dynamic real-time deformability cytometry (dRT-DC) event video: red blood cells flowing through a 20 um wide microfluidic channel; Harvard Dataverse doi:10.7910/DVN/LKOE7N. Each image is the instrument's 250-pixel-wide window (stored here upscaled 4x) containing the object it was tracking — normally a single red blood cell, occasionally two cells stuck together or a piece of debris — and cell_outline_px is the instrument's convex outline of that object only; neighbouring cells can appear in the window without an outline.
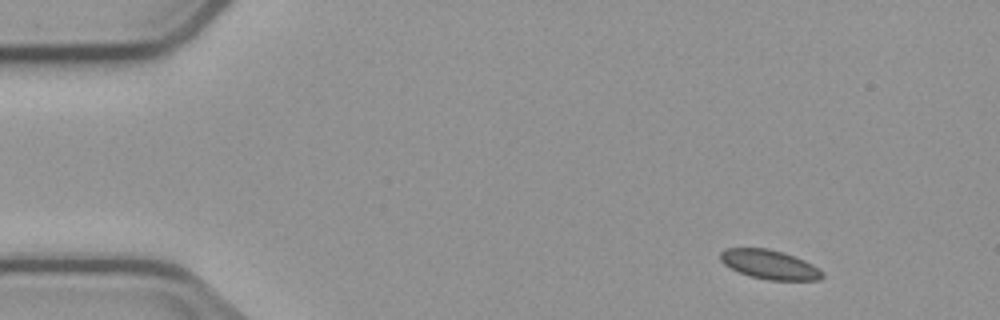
{"species": "common noctule bat (a hibernating species)", "species_latin": "Nyctalus noctula", "temperature_condition": "cold", "stored_images_in_passage": 3, "camera_frame_rate_fps": 3000, "um_per_image_px": 0.085, "animal": {"sex": "male", "body_mass_g": 23.1, "forearm_length_mm": 52.7}, "frame": {"image": 1, "passage_image": 1, "time_ms": 0.0, "image_size_px": [1000, 320], "cell_outline_px": [[824, 276], [820, 280], [768, 280], [748, 276], [724, 264], [720, 260], [720, 252], [724, 248], [768, 248], [784, 252], [804, 260], [812, 264], [824, 272]], "centroid_in_image_um": [65.42, 22.48], "position_along_channel_um": 19.6, "area_um2": 17.46}}